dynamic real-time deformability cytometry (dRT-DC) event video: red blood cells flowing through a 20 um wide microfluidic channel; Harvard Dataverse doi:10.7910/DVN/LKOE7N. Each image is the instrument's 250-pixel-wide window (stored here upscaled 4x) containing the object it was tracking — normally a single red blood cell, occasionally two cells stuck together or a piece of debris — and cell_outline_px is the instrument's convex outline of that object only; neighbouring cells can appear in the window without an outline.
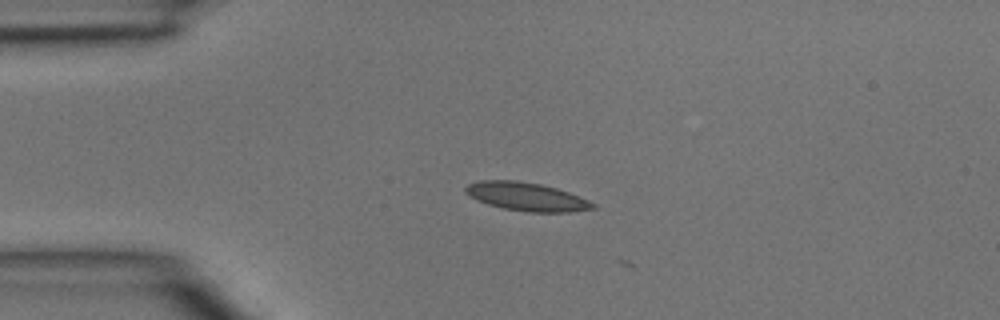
{"species": "common noctule bat (a hibernating species)", "species_latin": "Nyctalus noctula", "temperature_condition": "room temperature", "stored_images_in_passage": 4, "camera_frame_rate_fps": 3000, "um_per_image_px": 0.085, "animal": {"sex": "male", "body_mass_g": 15.6}, "frame": {"image": 1, "passage_image": 1, "time_ms": 0.0, "image_size_px": [1000, 320], "cell_outline_px": [[596, 208], [572, 212], [528, 212], [504, 208], [488, 204], [476, 200], [464, 192], [464, 188], [468, 184], [480, 180], [516, 180], [540, 184], [556, 188], [568, 192], [588, 200], [596, 204]], "centroid_in_image_um": [44.74, 16.71], "position_along_channel_um": 40.3, "area_um2": 21.04}}